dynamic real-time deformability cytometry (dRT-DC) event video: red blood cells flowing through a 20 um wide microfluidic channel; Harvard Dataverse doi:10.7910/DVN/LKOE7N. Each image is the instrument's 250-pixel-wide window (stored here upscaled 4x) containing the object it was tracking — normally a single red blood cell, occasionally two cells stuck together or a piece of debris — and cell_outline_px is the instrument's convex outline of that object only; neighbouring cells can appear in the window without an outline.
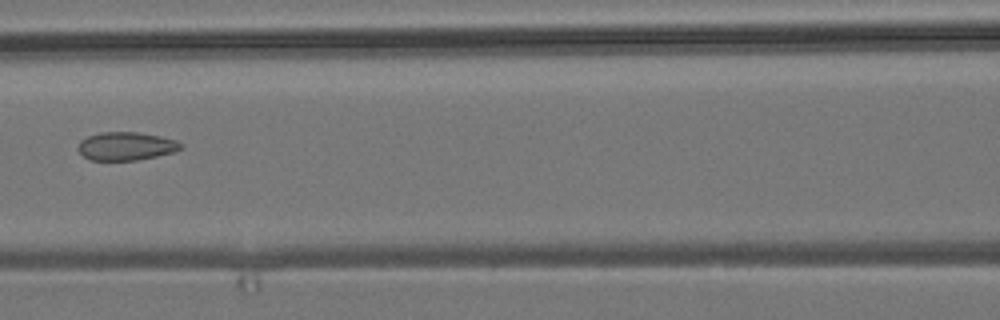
{"species": "common noctule bat (a hibernating species)", "species_latin": "Nyctalus noctula", "temperature_condition": "room temperature", "stored_images_in_passage": 7, "camera_frame_rate_fps": 3000, "um_per_image_px": 0.085, "animal": {"sex": "male", "body_mass_g": 19.2, "forearm_length_mm": 51.8}, "frame": {"image": 1, "passage_image": 7, "time_ms": 6.667, "image_size_px": [1000, 320], "cell_outline_px": [[184, 148], [172, 152], [156, 156], [136, 160], [92, 160], [84, 156], [76, 148], [80, 140], [88, 136], [100, 132], [136, 132], [160, 136], [176, 140], [184, 144]], "centroid_in_image_um": [10.72, 12.41], "position_along_channel_um": 155.9, "area_um2": 16.94}}